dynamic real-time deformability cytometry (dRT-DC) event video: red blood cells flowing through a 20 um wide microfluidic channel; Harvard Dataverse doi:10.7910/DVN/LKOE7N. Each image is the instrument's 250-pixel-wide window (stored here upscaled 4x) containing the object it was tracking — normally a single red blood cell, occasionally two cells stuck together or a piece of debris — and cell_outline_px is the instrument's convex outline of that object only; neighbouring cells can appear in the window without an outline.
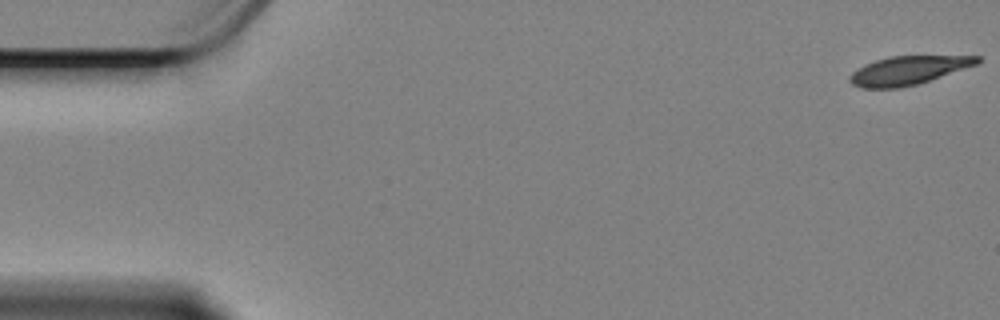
{"species": "Egyptian fruit bat (a non-hibernating species)", "species_latin": "Rousettus aegyptiacus", "temperature_condition": "cold", "stored_images_in_passage": 59, "camera_frame_rate_fps": 3000, "um_per_image_px": 0.085, "animal": {"sex": "female"}, "frame": {"image": 1, "passage_image": 1, "time_ms": 0.0, "image_size_px": [1000, 320], "cell_outline_px": [[980, 60], [976, 64], [916, 84], [900, 88], [860, 88], [852, 84], [848, 80], [848, 76], [852, 72], [864, 64], [888, 56], [980, 56]], "centroid_in_image_um": [77.1, 5.98], "position_along_channel_um": 7.9, "area_um2": 20.92}}
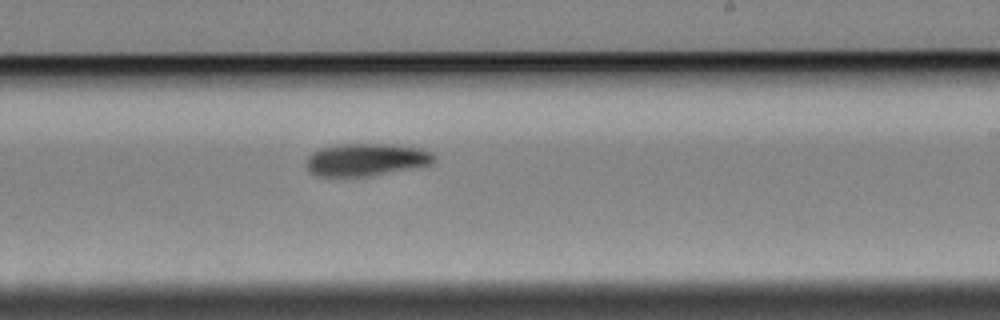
{"frame": {"image": 2, "passage_image": 35, "time_ms": 11.333, "image_size_px": [1000, 320], "cell_outline_px": [[436, 160], [432, 164], [416, 168], [368, 176], [316, 176], [308, 172], [304, 164], [308, 156], [312, 152], [320, 148], [336, 144], [388, 144], [420, 148], [432, 152], [436, 156]], "centroid_in_image_um": [31.11, 13.57], "position_along_channel_um": 257.9, "area_um2": 24.62}}
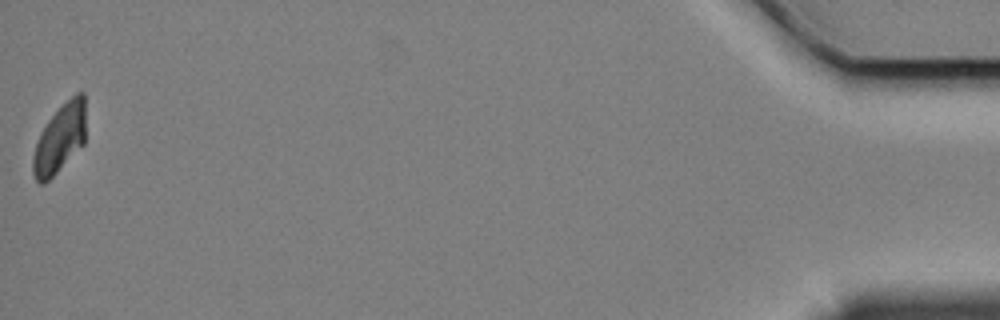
{"frame": {"image": 3, "passage_image": 59, "time_ms": 19.333, "image_size_px": [1000, 320], "cell_outline_px": [[84, 144], [44, 184], [40, 184], [36, 180], [32, 172], [32, 160], [36, 144], [40, 132], [48, 120], [76, 92], [84, 92]], "centroid_in_image_um": [5.06, 11.8], "position_along_channel_um": 430.1, "area_um2": 20.63}, "authors_computed_cell_mechanics": {"area_um2": 23.698, "velocity_mm_per_s": 3.3528, "shape_relaxation_time_tau1_ms": 3.9851, "shape_relaxation_time_tau2_ms": null, "deformation_change_tau1": 0.1225, "deformation_change_tau2": null}}